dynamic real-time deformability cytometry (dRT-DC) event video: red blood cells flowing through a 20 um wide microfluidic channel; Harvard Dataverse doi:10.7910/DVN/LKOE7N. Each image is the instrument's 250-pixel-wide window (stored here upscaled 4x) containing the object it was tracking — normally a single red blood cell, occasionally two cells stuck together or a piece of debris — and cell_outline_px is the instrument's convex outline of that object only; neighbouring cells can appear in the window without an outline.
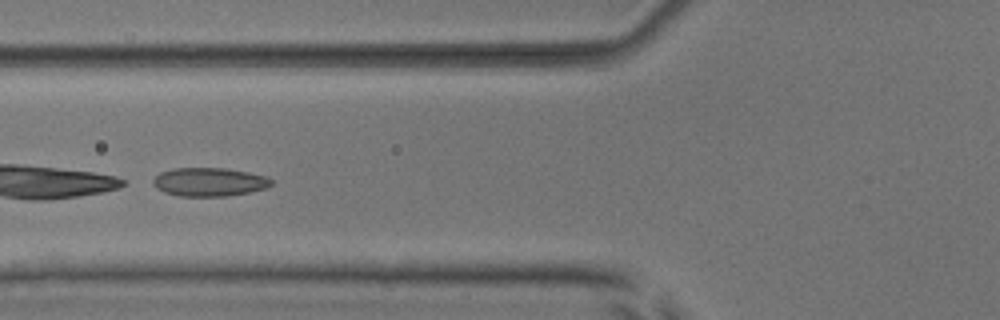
{"species": "common noctule bat (a hibernating species)", "species_latin": "Nyctalus noctula", "temperature_condition": "room temperature", "stored_images_in_passage": 51, "camera_frame_rate_fps": 3000, "um_per_image_px": 0.085, "animal": {"sex": "male", "body_mass_g": 17.9, "forearm_length_mm": 54.2}, "frame": {"image": 1, "passage_image": 20, "time_ms": 6.333, "image_size_px": [1000, 320], "cell_outline_px": [[272, 184], [268, 188], [228, 196], [180, 196], [164, 192], [156, 188], [152, 184], [152, 180], [160, 172], [172, 168], [224, 168], [248, 172], [264, 176], [272, 180]], "centroid_in_image_um": [17.76, 15.46], "position_along_channel_um": 108.0, "area_um2": 19.71}}
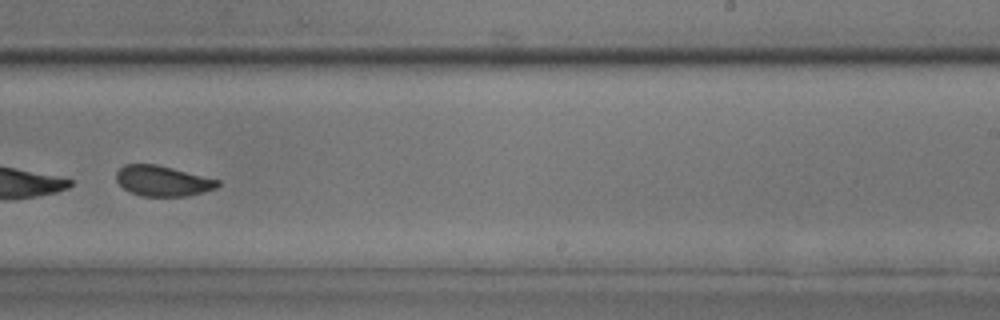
{"frame": {"image": 2, "passage_image": 33, "time_ms": 10.667, "image_size_px": [1000, 320], "cell_outline_px": [[220, 184], [216, 188], [204, 192], [188, 196], [140, 196], [128, 192], [116, 180], [116, 172], [124, 164], [156, 164], [220, 180]], "centroid_in_image_um": [13.82, 15.38], "position_along_channel_um": 275.2, "area_um2": 18.03}}
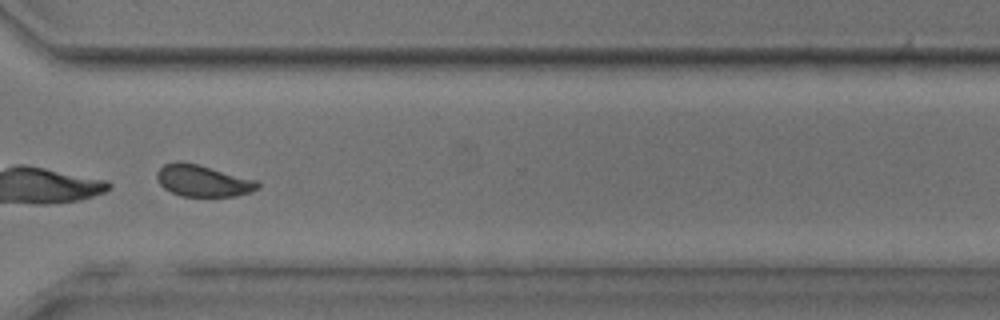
{"frame": {"image": 3, "passage_image": 39, "time_ms": 12.667, "image_size_px": [1000, 320], "cell_outline_px": [[260, 188], [252, 192], [236, 196], [180, 196], [164, 188], [156, 180], [156, 172], [164, 164], [176, 160], [196, 164], [256, 180], [260, 184]], "centroid_in_image_um": [17.22, 15.37], "position_along_channel_um": 353.4, "area_um2": 18.55}}